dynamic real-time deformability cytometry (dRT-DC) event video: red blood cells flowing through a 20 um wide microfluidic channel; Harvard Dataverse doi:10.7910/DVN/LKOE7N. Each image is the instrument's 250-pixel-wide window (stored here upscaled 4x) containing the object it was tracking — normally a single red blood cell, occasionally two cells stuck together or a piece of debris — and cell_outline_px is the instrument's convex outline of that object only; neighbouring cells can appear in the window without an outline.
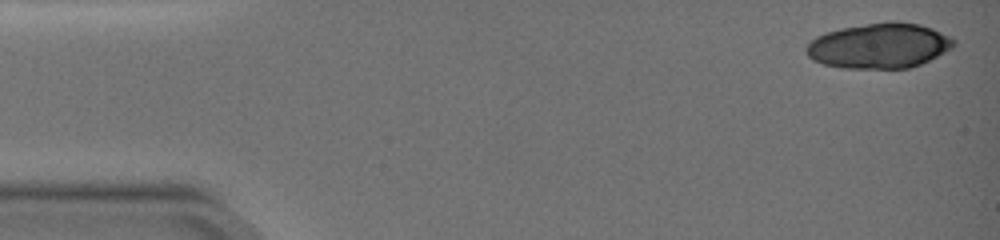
{"species": "common noctule bat (a hibernating species)", "species_latin": "Nyctalus noctula", "temperature_condition": "warm", "stored_images_in_passage": 12, "camera_frame_rate_fps": 3000, "um_per_image_px": 0.085, "animal": {"sex": "female", "body_mass_g": 19.0, "forearm_length_mm": 51.5}, "frame": {"image": 1, "passage_image": 1, "time_ms": 0.0, "image_size_px": [1000, 240], "cell_outline_px": [[956, 44], [952, 48], [920, 64], [908, 68], [840, 68], [824, 64], [812, 60], [808, 56], [804, 48], [816, 36], [840, 28], [896, 20], [920, 24], [932, 28], [952, 36], [956, 40]], "centroid_in_image_um": [74.75, 3.88], "position_along_channel_um": 10.3, "area_um2": 38.9}}